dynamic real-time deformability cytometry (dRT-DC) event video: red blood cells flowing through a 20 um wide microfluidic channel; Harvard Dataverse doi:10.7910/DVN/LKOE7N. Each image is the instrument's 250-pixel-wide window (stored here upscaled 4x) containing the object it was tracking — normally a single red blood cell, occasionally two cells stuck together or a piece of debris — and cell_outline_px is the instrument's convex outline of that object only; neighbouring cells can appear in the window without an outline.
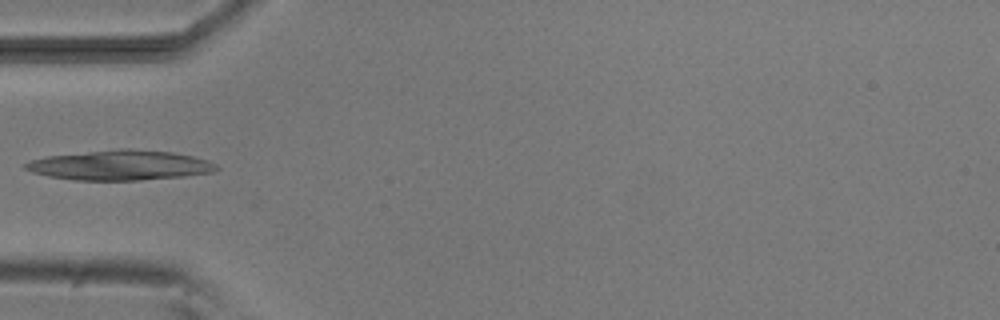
{"species": "common noctule bat (a hibernating species)", "species_latin": "Nyctalus noctula", "temperature_condition": "room temperature", "stored_images_in_passage": 3, "camera_frame_rate_fps": 3000, "um_per_image_px": 0.085, "animal": {"sex": "male", "body_mass_g": 20.5, "forearm_length_mm": 52.5}, "frame": {"image": 1, "passage_image": 3, "time_ms": 2.0, "image_size_px": [1000, 320], "cell_outline_px": [[220, 168], [216, 172], [184, 176], [140, 180], [72, 180], [48, 176], [32, 172], [24, 168], [24, 164], [28, 160], [48, 156], [120, 148], [124, 148], [172, 152], [192, 156], [208, 160], [216, 164]], "centroid_in_image_um": [10.22, 14.05], "position_along_channel_um": 74.8, "area_um2": 33.41}}